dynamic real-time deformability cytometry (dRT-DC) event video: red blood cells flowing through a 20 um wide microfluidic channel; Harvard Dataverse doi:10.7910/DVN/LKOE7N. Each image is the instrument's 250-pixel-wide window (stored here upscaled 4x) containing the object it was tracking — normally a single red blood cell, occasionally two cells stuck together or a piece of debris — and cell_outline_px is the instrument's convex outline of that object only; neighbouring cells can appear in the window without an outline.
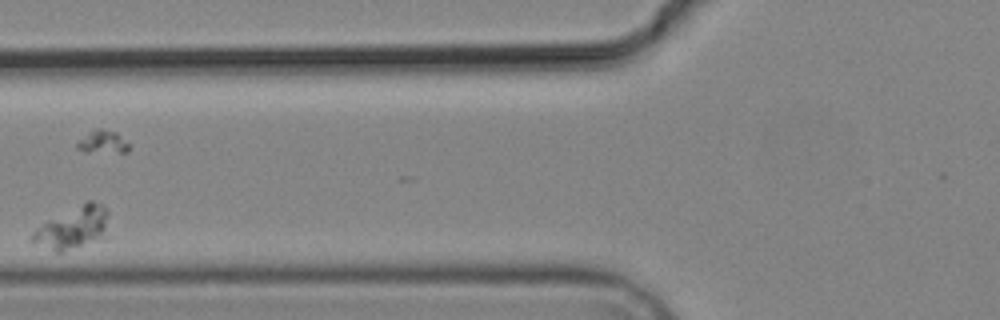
{"species": "common noctule bat (a hibernating species)", "species_latin": "Nyctalus noctula", "temperature_condition": "cold", "stored_images_in_passage": 7, "camera_frame_rate_fps": 3000, "um_per_image_px": 0.085, "animal": {"sex": "male", "body_mass_g": 19.2, "forearm_length_mm": 51.8}, "frame": {"image": 1, "passage_image": 3, "time_ms": 2.333, "image_size_px": [1000, 320], "cell_outline_px": [[108, 216], [104, 236], [60, 252], [56, 252], [32, 240], [32, 232], [36, 228], [48, 220], [88, 200], [92, 200], [100, 204], [108, 212]], "centroid_in_image_um": [6.19, 19.32], "position_along_channel_um": 119.6, "area_um2": 17.8}}
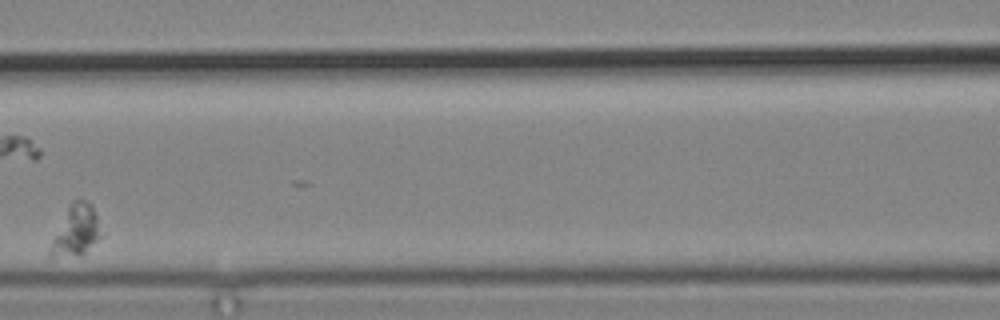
{"frame": {"image": 2, "passage_image": 4, "time_ms": 3.667, "image_size_px": [1000, 320], "cell_outline_px": [[104, 236], [80, 256], [52, 260], [48, 256], [52, 240], [72, 200], [84, 200], [92, 204]], "centroid_in_image_um": [6.47, 19.69], "position_along_channel_um": 160.1, "area_um2": 15.26}}
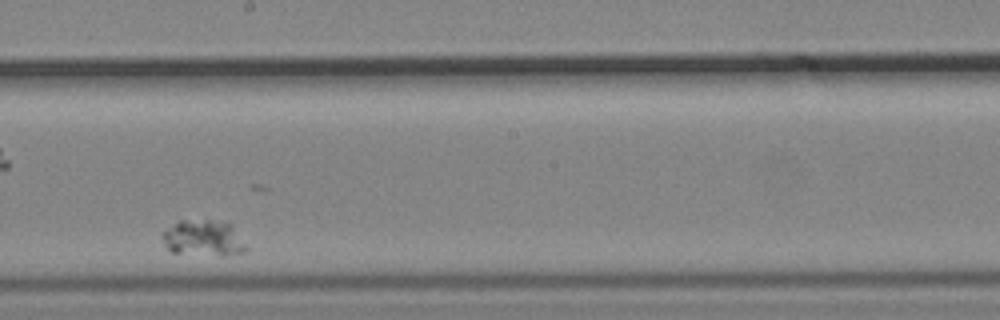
{"frame": {"image": 3, "passage_image": 6, "time_ms": 6.0, "image_size_px": [1000, 320], "cell_outline_px": [[248, 248], [244, 252], [224, 256], [220, 256], [172, 252], [164, 244], [160, 236], [168, 228], [180, 220], [212, 220], [232, 224]], "centroid_in_image_um": [17.31, 20.25], "position_along_channel_um": 230.9, "area_um2": 17.63}}